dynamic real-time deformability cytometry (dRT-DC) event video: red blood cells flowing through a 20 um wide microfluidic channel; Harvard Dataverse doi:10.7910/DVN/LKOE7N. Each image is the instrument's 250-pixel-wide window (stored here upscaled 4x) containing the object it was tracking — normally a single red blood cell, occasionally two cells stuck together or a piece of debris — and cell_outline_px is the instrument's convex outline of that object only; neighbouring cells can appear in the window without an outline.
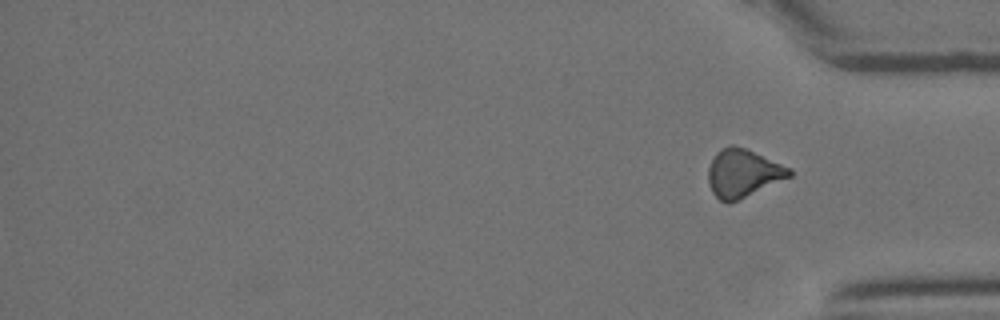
{"species": "Egyptian fruit bat (a non-hibernating species)", "species_latin": "Rousettus aegyptiacus", "temperature_condition": "room temperature", "stored_images_in_passage": 31, "segment_of_instrument_passage": [2, 2], "camera_frame_rate_fps": 3000, "um_per_image_px": 0.085, "animal": {"sex": "female"}, "frame": {"image": 1, "passage_image": 31, "time_ms": 10.0, "image_size_px": [1000, 320], "cell_outline_px": [[792, 176], [728, 204], [720, 200], [712, 192], [708, 180], [708, 168], [716, 152], [728, 144], [732, 144], [748, 148], [792, 168]], "centroid_in_image_um": [63.16, 14.69], "position_along_channel_um": 372.0, "area_um2": 22.89}}